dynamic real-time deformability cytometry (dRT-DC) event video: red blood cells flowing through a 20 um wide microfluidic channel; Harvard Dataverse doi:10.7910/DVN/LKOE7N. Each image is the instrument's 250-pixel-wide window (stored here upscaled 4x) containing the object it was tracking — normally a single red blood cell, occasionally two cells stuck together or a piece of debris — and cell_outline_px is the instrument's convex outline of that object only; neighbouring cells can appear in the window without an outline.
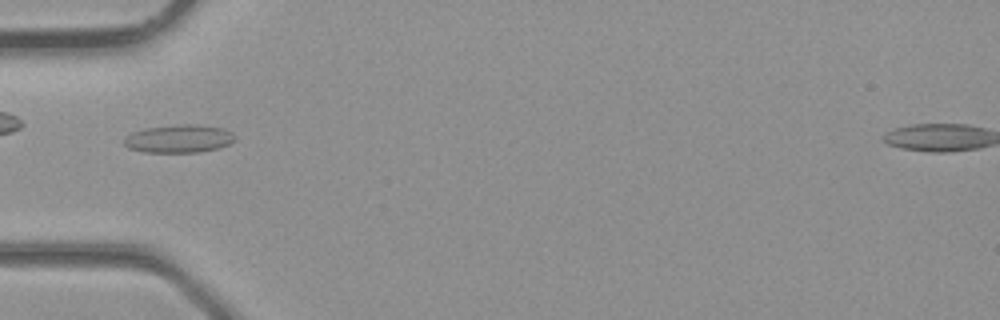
{"species": "common noctule bat (a hibernating species)", "species_latin": "Nyctalus noctula", "temperature_condition": "room temperature", "stored_images_in_passage": 1, "camera_frame_rate_fps": 3000, "um_per_image_px": 0.085, "animal": {"sex": "male", "body_mass_g": 23.1, "forearm_length_mm": 52.7}, "frame": {"image": 1, "passage_image": 1, "time_ms": 0.0, "image_size_px": [1000, 320], "cell_outline_px": [[236, 140], [220, 148], [200, 152], [144, 152], [128, 148], [124, 144], [124, 140], [132, 132], [148, 128], [180, 124], [196, 124], [224, 128], [232, 132], [236, 136]], "centroid_in_image_um": [15.27, 11.79], "position_along_channel_um": 69.7, "area_um2": 18.15}}